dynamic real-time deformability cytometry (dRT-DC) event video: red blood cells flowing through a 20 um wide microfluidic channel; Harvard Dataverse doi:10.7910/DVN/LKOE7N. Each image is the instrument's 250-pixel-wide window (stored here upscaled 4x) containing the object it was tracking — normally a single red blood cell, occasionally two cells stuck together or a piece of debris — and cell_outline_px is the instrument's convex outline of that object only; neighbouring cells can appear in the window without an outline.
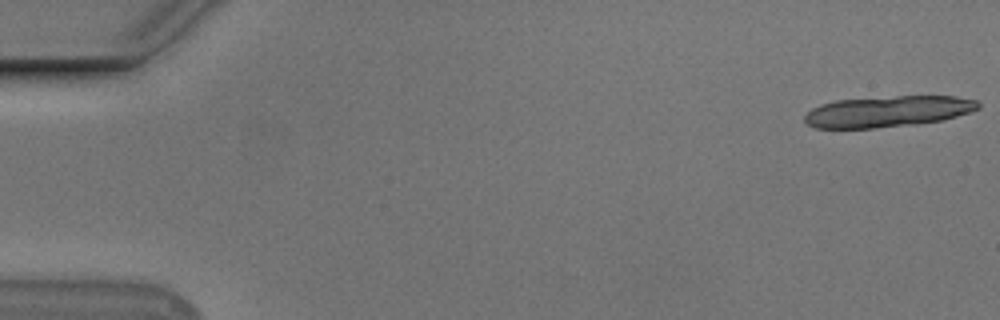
{"species": "Egyptian fruit bat (a non-hibernating species)", "species_latin": "Rousettus aegyptiacus", "temperature_condition": "cold", "stored_images_in_passage": 21, "camera_frame_rate_fps": 3000, "um_per_image_px": 0.085, "animal": {"sex": "male"}, "frame": {"image": 1, "passage_image": 1, "time_ms": 0.0, "image_size_px": [1000, 320], "cell_outline_px": [[980, 108], [956, 116], [940, 120], [912, 124], [876, 128], [816, 128], [808, 124], [804, 120], [804, 116], [812, 108], [820, 104], [836, 100], [896, 96], [952, 96], [976, 100], [980, 104]], "centroid_in_image_um": [75.42, 9.47], "position_along_channel_um": 9.6, "area_um2": 31.15}}
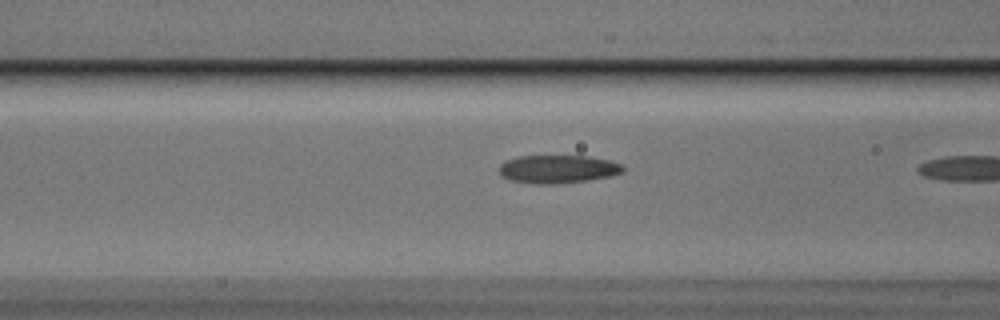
{"frame": {"image": 2, "passage_image": 20, "time_ms": 6.333, "image_size_px": [1000, 320], "cell_outline_px": [[624, 172], [612, 176], [588, 180], [556, 184], [536, 184], [508, 180], [500, 176], [500, 164], [516, 156], [588, 156], [608, 160], [620, 164], [624, 168]], "centroid_in_image_um": [47.4, 14.38], "position_along_channel_um": 119.2, "area_um2": 20.4}}